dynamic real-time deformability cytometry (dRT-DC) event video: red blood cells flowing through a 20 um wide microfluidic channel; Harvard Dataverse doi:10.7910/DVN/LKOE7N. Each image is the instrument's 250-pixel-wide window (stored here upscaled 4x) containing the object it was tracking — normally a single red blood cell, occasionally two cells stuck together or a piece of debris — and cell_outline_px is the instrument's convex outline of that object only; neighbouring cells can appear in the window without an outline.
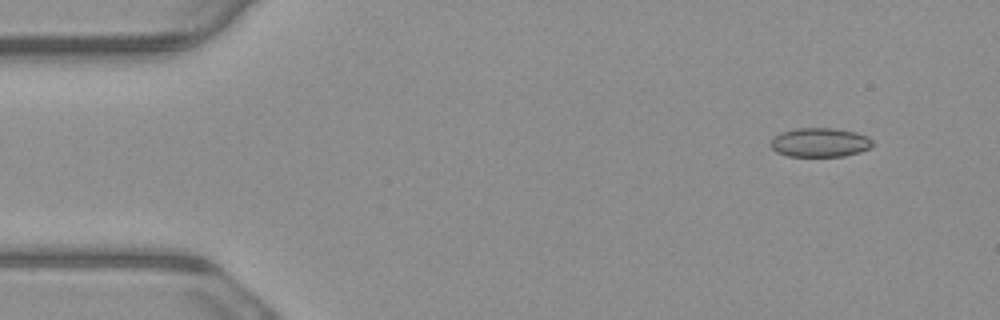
{"species": "common noctule bat (a hibernating species)", "species_latin": "Nyctalus noctula", "temperature_condition": "warm", "stored_images_in_passage": 5, "camera_frame_rate_fps": 3000, "um_per_image_px": 0.085, "animal": {"sex": "male", "body_mass_g": 23.1, "forearm_length_mm": 52.7}, "frame": {"image": 1, "passage_image": 2, "time_ms": 0.333, "image_size_px": [1000, 320], "cell_outline_px": [[876, 144], [860, 152], [844, 156], [788, 156], [776, 152], [768, 144], [780, 132], [796, 128], [836, 128], [856, 132], [868, 136]], "centroid_in_image_um": [69.71, 12.1], "position_along_channel_um": 15.3, "area_um2": 17.46}}
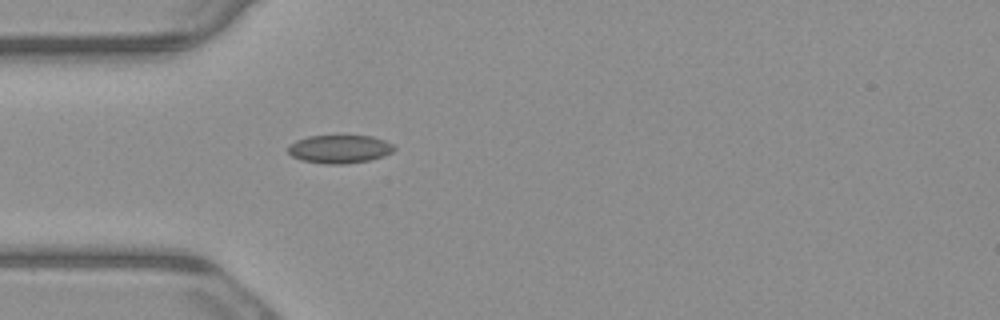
{"frame": {"image": 2, "passage_image": 5, "time_ms": 1.333, "image_size_px": [1000, 320], "cell_outline_px": [[396, 148], [392, 152], [384, 156], [368, 160], [344, 164], [324, 164], [300, 160], [292, 156], [288, 152], [288, 144], [296, 140], [308, 136], [372, 136], [384, 140], [392, 144]], "centroid_in_image_um": [28.84, 12.67], "position_along_channel_um": 56.2, "area_um2": 17.51}}